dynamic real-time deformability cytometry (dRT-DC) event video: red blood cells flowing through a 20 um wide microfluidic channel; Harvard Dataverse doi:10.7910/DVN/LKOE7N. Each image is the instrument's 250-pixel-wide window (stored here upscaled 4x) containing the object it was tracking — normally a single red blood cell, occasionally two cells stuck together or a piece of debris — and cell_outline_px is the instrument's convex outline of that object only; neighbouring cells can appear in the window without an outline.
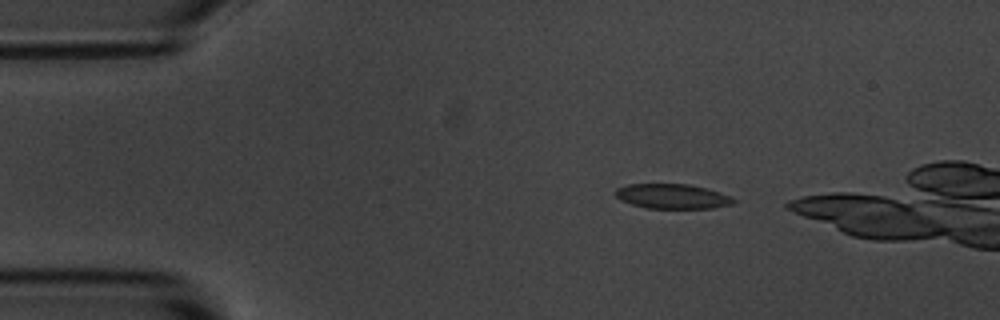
{"species": "common noctule bat (a hibernating species)", "species_latin": "Nyctalus noctula", "temperature_condition": "room temperature", "stored_images_in_passage": 6, "camera_frame_rate_fps": 3000, "um_per_image_px": 0.085, "animal": {"sex": "male", "body_mass_g": 20.1, "forearm_length_mm": 53.5}, "frame": {"image": 1, "passage_image": 2, "time_ms": 1.333, "image_size_px": [1000, 320], "cell_outline_px": [[736, 200], [732, 204], [712, 208], [648, 208], [632, 204], [620, 200], [616, 196], [616, 188], [628, 184], [688, 184], [720, 192], [732, 196]], "centroid_in_image_um": [57.16, 16.68], "position_along_channel_um": 27.8, "area_um2": 16.94}}